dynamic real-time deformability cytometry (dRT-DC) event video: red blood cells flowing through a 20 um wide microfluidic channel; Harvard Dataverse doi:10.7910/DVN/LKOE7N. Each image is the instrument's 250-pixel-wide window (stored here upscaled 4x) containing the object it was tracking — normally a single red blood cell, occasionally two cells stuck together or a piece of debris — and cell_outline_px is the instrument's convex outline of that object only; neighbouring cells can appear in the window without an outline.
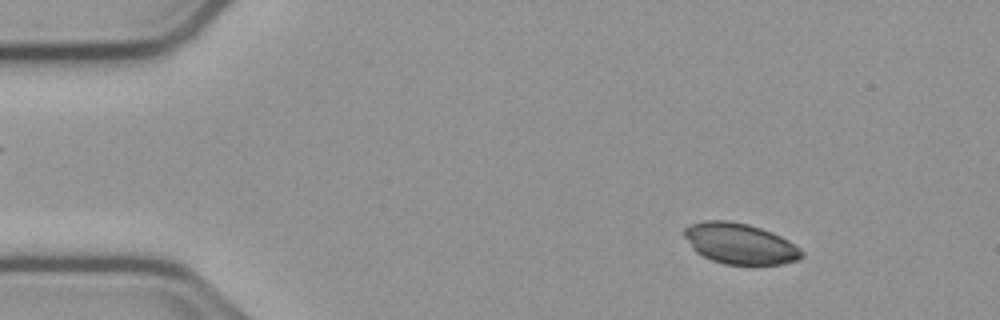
{"species": "common noctule bat (a hibernating species)", "species_latin": "Nyctalus noctula", "temperature_condition": "cold", "stored_images_in_passage": 49, "camera_frame_rate_fps": 3000, "um_per_image_px": 0.085, "animal": {"sex": "male", "body_mass_g": 23.1, "forearm_length_mm": 52.7}, "frame": {"image": 1, "passage_image": 2, "time_ms": 0.333, "image_size_px": [1000, 320], "cell_outline_px": [[804, 256], [796, 260], [784, 264], [724, 264], [712, 260], [696, 252], [692, 248], [684, 236], [684, 228], [692, 224], [704, 220], [728, 220], [748, 224], [772, 232], [788, 240], [800, 248], [804, 252]], "centroid_in_image_um": [62.9, 20.7], "position_along_channel_um": 22.1, "area_um2": 27.86}}
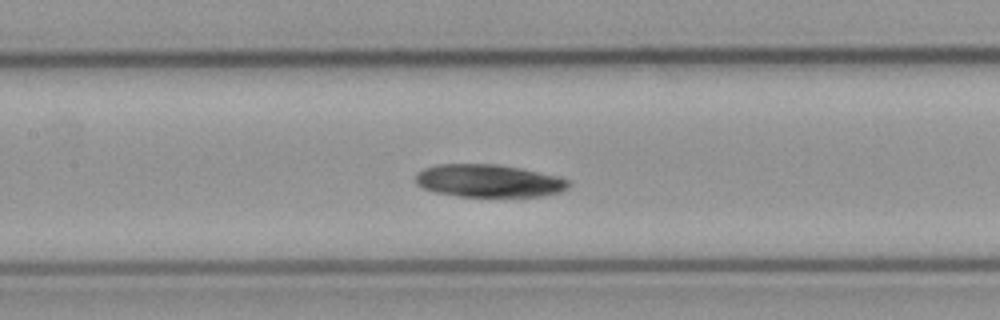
{"frame": {"image": 2, "passage_image": 20, "time_ms": 6.333, "image_size_px": [1000, 320], "cell_outline_px": [[572, 184], [568, 188], [560, 192], [540, 196], [460, 196], [436, 192], [424, 188], [416, 184], [416, 172], [424, 168], [436, 164], [496, 164], [520, 168], [556, 176], [568, 180]], "centroid_in_image_um": [41.52, 15.36], "position_along_channel_um": 165.9, "area_um2": 29.02}}
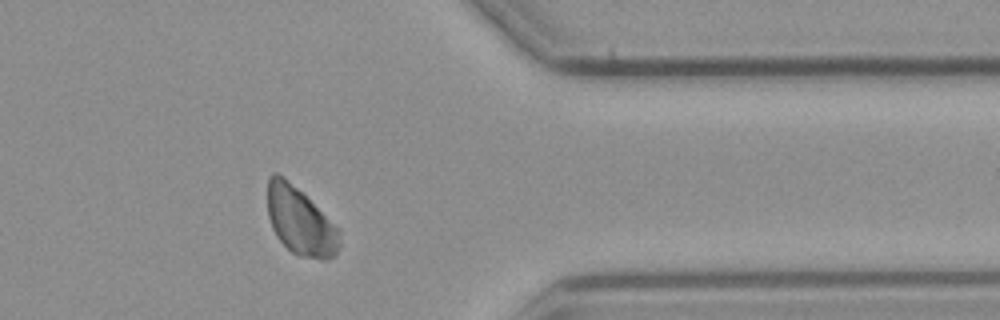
{"frame": {"image": 3, "passage_image": 39, "time_ms": 12.667, "image_size_px": [1000, 320], "cell_outline_px": [[340, 248], [336, 256], [324, 260], [320, 260], [300, 256], [292, 252], [276, 236], [272, 228], [268, 216], [268, 180], [272, 172], [276, 172], [296, 188], [340, 228]], "centroid_in_image_um": [25.55, 18.86], "position_along_channel_um": 385.8, "area_um2": 28.26}}